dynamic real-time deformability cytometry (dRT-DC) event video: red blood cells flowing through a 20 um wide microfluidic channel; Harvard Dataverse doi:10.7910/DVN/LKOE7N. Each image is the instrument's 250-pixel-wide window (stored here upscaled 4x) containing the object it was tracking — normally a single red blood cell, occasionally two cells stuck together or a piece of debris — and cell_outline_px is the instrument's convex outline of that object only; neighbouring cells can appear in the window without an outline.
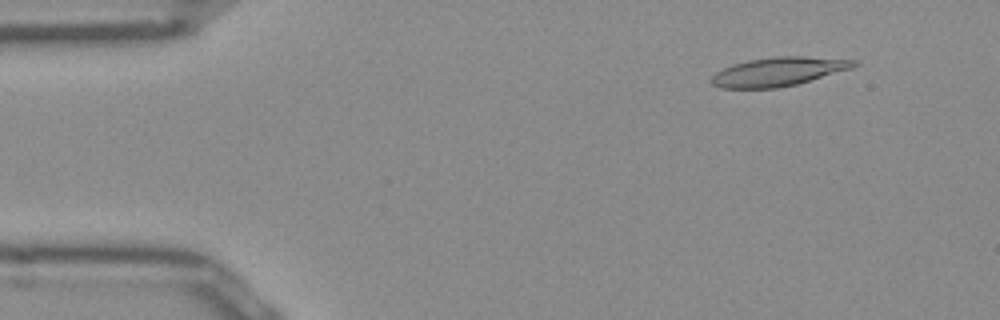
{"species": "Egyptian fruit bat (a non-hibernating species)", "species_latin": "Rousettus aegyptiacus", "temperature_condition": "room temperature", "stored_images_in_passage": 51, "camera_frame_rate_fps": 3000, "um_per_image_px": 0.085, "frame": {"image": 1, "passage_image": 5, "time_ms": 1.333, "image_size_px": [1000, 320], "cell_outline_px": [[860, 64], [852, 68], [796, 84], [776, 88], [720, 88], [712, 84], [712, 76], [716, 72], [732, 64], [748, 60], [776, 56], [804, 56], [860, 60]], "centroid_in_image_um": [66.2, 6.08], "position_along_channel_um": 18.8, "area_um2": 23.87}}
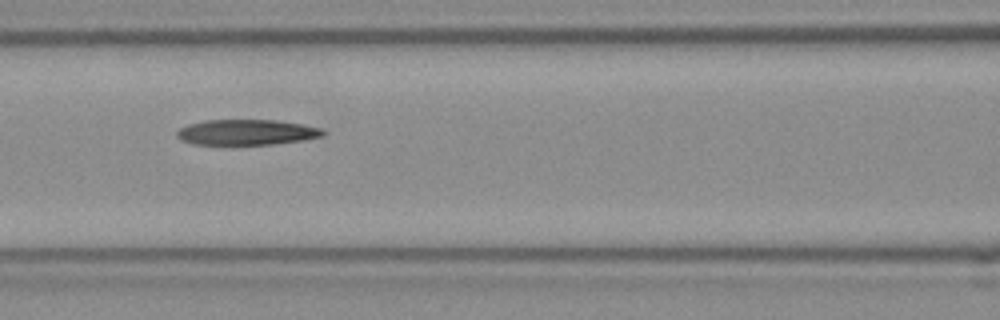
{"frame": {"image": 2, "passage_image": 21, "time_ms": 6.667, "image_size_px": [1000, 320], "cell_outline_px": [[328, 132], [324, 136], [300, 140], [272, 144], [192, 144], [180, 140], [176, 136], [176, 132], [180, 128], [188, 124], [204, 120], [276, 120], [304, 124], [320, 128]], "centroid_in_image_um": [20.96, 11.23], "position_along_channel_um": 145.6, "area_um2": 21.73}}
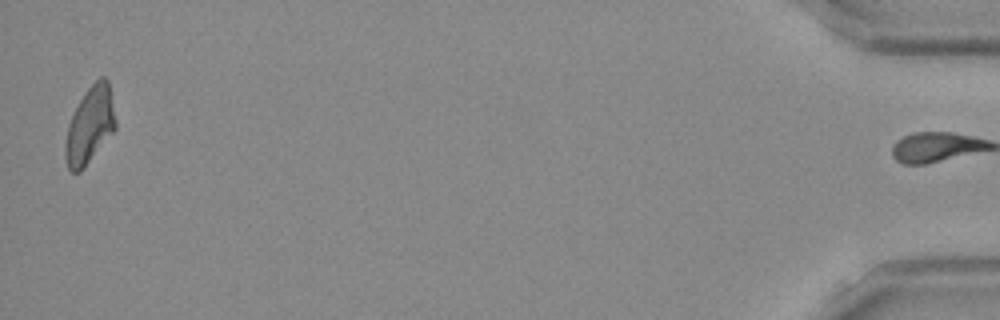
{"frame": {"image": 3, "passage_image": 50, "time_ms": 16.333, "image_size_px": [1000, 320], "cell_outline_px": [[116, 128], [84, 168], [80, 172], [72, 172], [68, 168], [64, 156], [64, 144], [68, 124], [84, 92], [100, 76], [104, 76], [108, 80], [116, 120]], "centroid_in_image_um": [7.62, 10.66], "position_along_channel_um": 427.6, "area_um2": 22.37}, "authors_computed_cell_mechanics": {"area_um2": 22.831, "velocity_mm_per_s": 3.9199, "shape_relaxation_time_tau1_ms": null, "shape_relaxation_time_tau2_ms": 3.2433, "deformation_change_tau1": null, "deformation_change_tau2": 0.126}}